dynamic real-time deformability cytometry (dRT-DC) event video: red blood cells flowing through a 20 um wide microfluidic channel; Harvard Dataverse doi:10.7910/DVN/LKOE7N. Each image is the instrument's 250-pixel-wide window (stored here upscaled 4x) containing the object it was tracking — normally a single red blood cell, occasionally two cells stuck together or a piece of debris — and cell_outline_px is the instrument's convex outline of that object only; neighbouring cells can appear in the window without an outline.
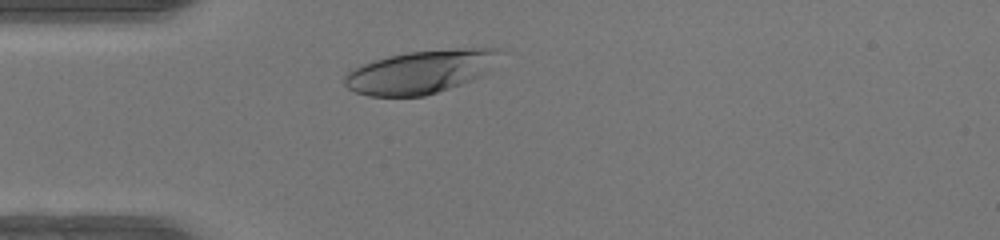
{"species": "human", "species_latin": "Homo sapiens", "temperature_condition": "warm", "stored_images_in_passage": 31, "camera_frame_rate_fps": 3000, "um_per_image_px": 0.085, "donor": {"sex": "female"}, "frame": {"image": 1, "passage_image": 5, "time_ms": 1.333, "image_size_px": [1000, 240], "cell_outline_px": [[500, 52], [484, 72], [480, 76], [472, 80], [424, 96], [368, 96], [356, 92], [348, 88], [344, 84], [344, 76], [348, 72], [364, 64], [388, 56], [408, 52], [456, 48], [500, 48]], "centroid_in_image_um": [35.69, 6.11], "position_along_channel_um": 49.3, "area_um2": 38.21}}
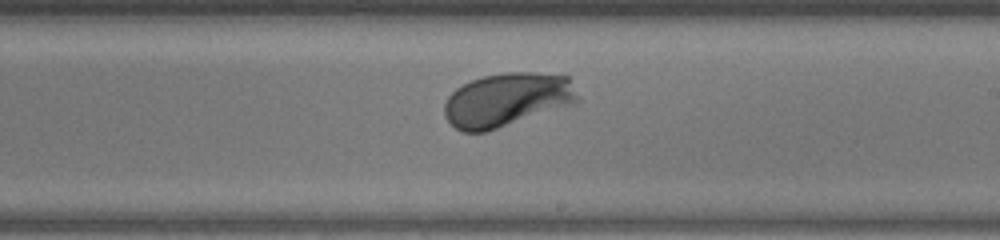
{"frame": {"image": 2, "passage_image": 20, "time_ms": 6.333, "image_size_px": [1000, 240], "cell_outline_px": [[580, 100], [572, 104], [484, 132], [464, 132], [456, 128], [444, 116], [444, 104], [448, 96], [456, 88], [472, 80], [484, 76], [504, 72], [532, 72], [568, 76]], "centroid_in_image_um": [43.07, 8.46], "position_along_channel_um": 245.9, "area_um2": 41.27}}
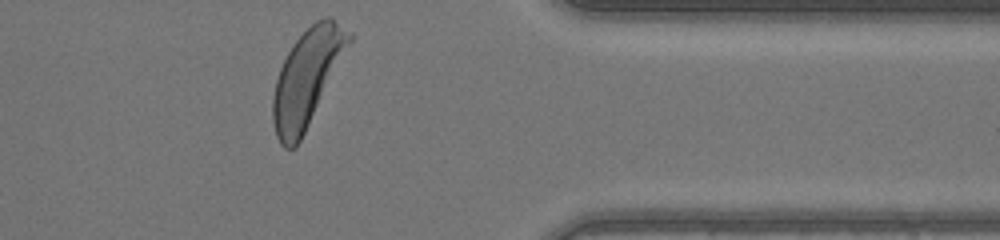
{"frame": {"image": 3, "passage_image": 31, "time_ms": 10.0, "image_size_px": [1000, 240], "cell_outline_px": [[352, 40], [296, 148], [284, 148], [280, 144], [276, 136], [272, 120], [272, 100], [276, 80], [280, 68], [292, 44], [316, 20], [324, 16], [332, 16], [352, 32]], "centroid_in_image_um": [26.09, 6.59], "position_along_channel_um": 385.3, "area_um2": 42.25}, "authors_computed_cell_mechanics": {"area_um2": 39.9976, "velocity_mm_per_s": 4.2371, "shape_relaxation_time_tau1_ms": 1.7184, "shape_relaxation_time_tau2_ms": null, "deformation_change_tau1": 0.1722, "deformation_change_tau2": null}}